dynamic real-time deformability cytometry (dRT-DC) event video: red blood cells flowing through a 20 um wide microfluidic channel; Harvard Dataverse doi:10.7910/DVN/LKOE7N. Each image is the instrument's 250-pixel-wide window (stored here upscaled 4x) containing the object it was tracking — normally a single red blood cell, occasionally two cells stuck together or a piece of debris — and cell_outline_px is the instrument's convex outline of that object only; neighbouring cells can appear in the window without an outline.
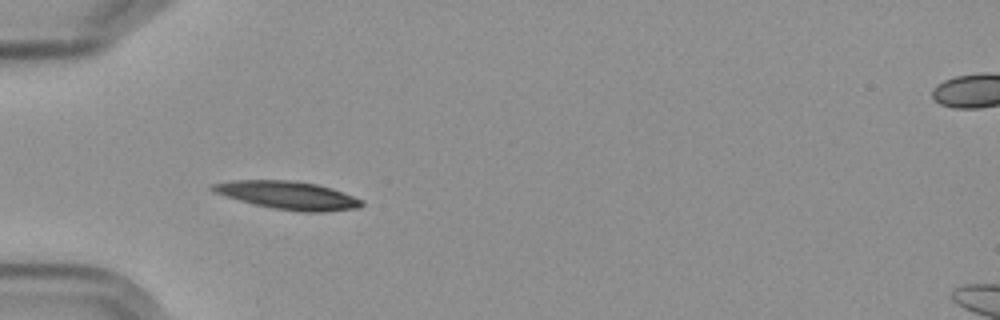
{"species": "Egyptian fruit bat (a non-hibernating species)", "species_latin": "Rousettus aegyptiacus", "temperature_condition": "cold", "stored_images_in_passage": 5, "camera_frame_rate_fps": 3000, "um_per_image_px": 0.085, "frame": {"image": 1, "passage_image": 4, "time_ms": 4.333, "image_size_px": [1000, 320], "cell_outline_px": [[364, 204], [360, 208], [324, 212], [300, 212], [272, 208], [252, 204], [212, 192], [208, 188], [208, 184], [232, 180], [292, 180], [316, 184], [332, 188], [364, 200]], "centroid_in_image_um": [24.44, 16.6], "position_along_channel_um": 60.6, "area_um2": 24.8}}